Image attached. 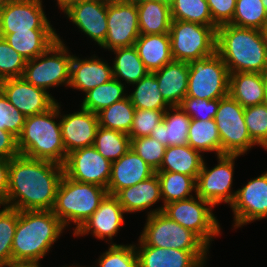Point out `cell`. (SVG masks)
Instances as JSON below:
<instances>
[{
  "instance_id": "6da1fadb",
  "label": "cell",
  "mask_w": 267,
  "mask_h": 267,
  "mask_svg": "<svg viewBox=\"0 0 267 267\" xmlns=\"http://www.w3.org/2000/svg\"><path fill=\"white\" fill-rule=\"evenodd\" d=\"M63 175L59 163L19 154L10 159L4 205L18 211L52 210Z\"/></svg>"
},
{
  "instance_id": "7a4b0ae2",
  "label": "cell",
  "mask_w": 267,
  "mask_h": 267,
  "mask_svg": "<svg viewBox=\"0 0 267 267\" xmlns=\"http://www.w3.org/2000/svg\"><path fill=\"white\" fill-rule=\"evenodd\" d=\"M216 53L229 73L267 71L266 31L224 24L216 29Z\"/></svg>"
},
{
  "instance_id": "3957f363",
  "label": "cell",
  "mask_w": 267,
  "mask_h": 267,
  "mask_svg": "<svg viewBox=\"0 0 267 267\" xmlns=\"http://www.w3.org/2000/svg\"><path fill=\"white\" fill-rule=\"evenodd\" d=\"M64 225L52 210L19 211L12 243V265H39Z\"/></svg>"
},
{
  "instance_id": "277c9868",
  "label": "cell",
  "mask_w": 267,
  "mask_h": 267,
  "mask_svg": "<svg viewBox=\"0 0 267 267\" xmlns=\"http://www.w3.org/2000/svg\"><path fill=\"white\" fill-rule=\"evenodd\" d=\"M57 102L51 109L41 114L27 116L22 133L18 137L21 155L33 159L49 160L64 164L67 154L62 140Z\"/></svg>"
},
{
  "instance_id": "5b68a950",
  "label": "cell",
  "mask_w": 267,
  "mask_h": 267,
  "mask_svg": "<svg viewBox=\"0 0 267 267\" xmlns=\"http://www.w3.org/2000/svg\"><path fill=\"white\" fill-rule=\"evenodd\" d=\"M107 194L106 188L78 182L63 175L52 212L64 227L71 221L77 224L75 232L97 210Z\"/></svg>"
},
{
  "instance_id": "8992f818",
  "label": "cell",
  "mask_w": 267,
  "mask_h": 267,
  "mask_svg": "<svg viewBox=\"0 0 267 267\" xmlns=\"http://www.w3.org/2000/svg\"><path fill=\"white\" fill-rule=\"evenodd\" d=\"M192 22L172 20L169 30L173 59L190 62L216 52V29Z\"/></svg>"
},
{
  "instance_id": "52a82bcc",
  "label": "cell",
  "mask_w": 267,
  "mask_h": 267,
  "mask_svg": "<svg viewBox=\"0 0 267 267\" xmlns=\"http://www.w3.org/2000/svg\"><path fill=\"white\" fill-rule=\"evenodd\" d=\"M196 198L197 200L191 197L168 203L148 212V215L162 212L169 219L194 232L209 247L213 236H217L220 233V226L211 212L214 206L198 195H196Z\"/></svg>"
},
{
  "instance_id": "ba28073f",
  "label": "cell",
  "mask_w": 267,
  "mask_h": 267,
  "mask_svg": "<svg viewBox=\"0 0 267 267\" xmlns=\"http://www.w3.org/2000/svg\"><path fill=\"white\" fill-rule=\"evenodd\" d=\"M229 71L222 58L213 55L189 62L187 95L199 99H221L229 95Z\"/></svg>"
},
{
  "instance_id": "9c48e42d",
  "label": "cell",
  "mask_w": 267,
  "mask_h": 267,
  "mask_svg": "<svg viewBox=\"0 0 267 267\" xmlns=\"http://www.w3.org/2000/svg\"><path fill=\"white\" fill-rule=\"evenodd\" d=\"M67 52L65 44L58 35V40L49 49L26 62L22 77L35 87L46 91L49 87L59 86L63 83L69 86L70 64L73 55H69Z\"/></svg>"
},
{
  "instance_id": "30bf717a",
  "label": "cell",
  "mask_w": 267,
  "mask_h": 267,
  "mask_svg": "<svg viewBox=\"0 0 267 267\" xmlns=\"http://www.w3.org/2000/svg\"><path fill=\"white\" fill-rule=\"evenodd\" d=\"M139 243L140 246L188 251H208L209 249L194 232L169 219L162 212L148 215Z\"/></svg>"
},
{
  "instance_id": "8fae6325",
  "label": "cell",
  "mask_w": 267,
  "mask_h": 267,
  "mask_svg": "<svg viewBox=\"0 0 267 267\" xmlns=\"http://www.w3.org/2000/svg\"><path fill=\"white\" fill-rule=\"evenodd\" d=\"M244 110L230 95L220 99L214 121L221 139V155H243L255 145L244 120Z\"/></svg>"
},
{
  "instance_id": "7c38bea8",
  "label": "cell",
  "mask_w": 267,
  "mask_h": 267,
  "mask_svg": "<svg viewBox=\"0 0 267 267\" xmlns=\"http://www.w3.org/2000/svg\"><path fill=\"white\" fill-rule=\"evenodd\" d=\"M239 155H219L218 163L214 168L208 169L203 162L202 168L196 179V195L213 206L222 201L232 204L236 191L231 193L234 160Z\"/></svg>"
},
{
  "instance_id": "4fadbf2b",
  "label": "cell",
  "mask_w": 267,
  "mask_h": 267,
  "mask_svg": "<svg viewBox=\"0 0 267 267\" xmlns=\"http://www.w3.org/2000/svg\"><path fill=\"white\" fill-rule=\"evenodd\" d=\"M112 162L104 158L94 146L67 154L63 164L64 175L82 183H91L107 189Z\"/></svg>"
},
{
  "instance_id": "5bb4252c",
  "label": "cell",
  "mask_w": 267,
  "mask_h": 267,
  "mask_svg": "<svg viewBox=\"0 0 267 267\" xmlns=\"http://www.w3.org/2000/svg\"><path fill=\"white\" fill-rule=\"evenodd\" d=\"M107 28L101 47L112 51L134 46L140 36L137 5L107 0Z\"/></svg>"
},
{
  "instance_id": "9a60e30c",
  "label": "cell",
  "mask_w": 267,
  "mask_h": 267,
  "mask_svg": "<svg viewBox=\"0 0 267 267\" xmlns=\"http://www.w3.org/2000/svg\"><path fill=\"white\" fill-rule=\"evenodd\" d=\"M41 2L42 0H8L0 9V34L54 30Z\"/></svg>"
},
{
  "instance_id": "2e32d148",
  "label": "cell",
  "mask_w": 267,
  "mask_h": 267,
  "mask_svg": "<svg viewBox=\"0 0 267 267\" xmlns=\"http://www.w3.org/2000/svg\"><path fill=\"white\" fill-rule=\"evenodd\" d=\"M0 90L26 117L46 112L57 103L48 91L35 87L23 77L1 80Z\"/></svg>"
},
{
  "instance_id": "e0dca14e",
  "label": "cell",
  "mask_w": 267,
  "mask_h": 267,
  "mask_svg": "<svg viewBox=\"0 0 267 267\" xmlns=\"http://www.w3.org/2000/svg\"><path fill=\"white\" fill-rule=\"evenodd\" d=\"M234 227L267 217V172L236 191L233 203Z\"/></svg>"
},
{
  "instance_id": "ac0fdd59",
  "label": "cell",
  "mask_w": 267,
  "mask_h": 267,
  "mask_svg": "<svg viewBox=\"0 0 267 267\" xmlns=\"http://www.w3.org/2000/svg\"><path fill=\"white\" fill-rule=\"evenodd\" d=\"M67 17L82 32L101 46L106 38L107 28V0L79 2L68 5L64 10Z\"/></svg>"
},
{
  "instance_id": "d6986e66",
  "label": "cell",
  "mask_w": 267,
  "mask_h": 267,
  "mask_svg": "<svg viewBox=\"0 0 267 267\" xmlns=\"http://www.w3.org/2000/svg\"><path fill=\"white\" fill-rule=\"evenodd\" d=\"M62 140L66 154L93 146L99 127L98 115L81 108V111L63 115L60 119Z\"/></svg>"
},
{
  "instance_id": "ffe728a7",
  "label": "cell",
  "mask_w": 267,
  "mask_h": 267,
  "mask_svg": "<svg viewBox=\"0 0 267 267\" xmlns=\"http://www.w3.org/2000/svg\"><path fill=\"white\" fill-rule=\"evenodd\" d=\"M125 213L118 199L107 194L97 210L74 232L75 236L86 235L90 231L96 238L104 239L115 236L123 225Z\"/></svg>"
},
{
  "instance_id": "44dd1931",
  "label": "cell",
  "mask_w": 267,
  "mask_h": 267,
  "mask_svg": "<svg viewBox=\"0 0 267 267\" xmlns=\"http://www.w3.org/2000/svg\"><path fill=\"white\" fill-rule=\"evenodd\" d=\"M138 267H201L206 261L207 251H188L155 246L135 248Z\"/></svg>"
},
{
  "instance_id": "7402d4cb",
  "label": "cell",
  "mask_w": 267,
  "mask_h": 267,
  "mask_svg": "<svg viewBox=\"0 0 267 267\" xmlns=\"http://www.w3.org/2000/svg\"><path fill=\"white\" fill-rule=\"evenodd\" d=\"M156 173L131 148L118 160L112 162L107 193L115 195L119 190L136 185Z\"/></svg>"
},
{
  "instance_id": "603a6c76",
  "label": "cell",
  "mask_w": 267,
  "mask_h": 267,
  "mask_svg": "<svg viewBox=\"0 0 267 267\" xmlns=\"http://www.w3.org/2000/svg\"><path fill=\"white\" fill-rule=\"evenodd\" d=\"M153 74L164 100L170 106H179L187 95L189 62L173 60Z\"/></svg>"
},
{
  "instance_id": "cb8c5ba5",
  "label": "cell",
  "mask_w": 267,
  "mask_h": 267,
  "mask_svg": "<svg viewBox=\"0 0 267 267\" xmlns=\"http://www.w3.org/2000/svg\"><path fill=\"white\" fill-rule=\"evenodd\" d=\"M78 59L72 56L70 64L69 86L85 93L93 88L105 84L113 77L112 67L100 59Z\"/></svg>"
},
{
  "instance_id": "d4e9b609",
  "label": "cell",
  "mask_w": 267,
  "mask_h": 267,
  "mask_svg": "<svg viewBox=\"0 0 267 267\" xmlns=\"http://www.w3.org/2000/svg\"><path fill=\"white\" fill-rule=\"evenodd\" d=\"M190 121L191 118L179 106H171L164 112L162 122L151 131L150 137L165 147L187 145Z\"/></svg>"
},
{
  "instance_id": "484cf974",
  "label": "cell",
  "mask_w": 267,
  "mask_h": 267,
  "mask_svg": "<svg viewBox=\"0 0 267 267\" xmlns=\"http://www.w3.org/2000/svg\"><path fill=\"white\" fill-rule=\"evenodd\" d=\"M138 55L149 73L160 70L173 61L170 36L167 34H140L134 43Z\"/></svg>"
},
{
  "instance_id": "4316f807",
  "label": "cell",
  "mask_w": 267,
  "mask_h": 267,
  "mask_svg": "<svg viewBox=\"0 0 267 267\" xmlns=\"http://www.w3.org/2000/svg\"><path fill=\"white\" fill-rule=\"evenodd\" d=\"M114 196L125 213H135L147 209L162 199L157 173L136 185L119 190Z\"/></svg>"
},
{
  "instance_id": "83f0119b",
  "label": "cell",
  "mask_w": 267,
  "mask_h": 267,
  "mask_svg": "<svg viewBox=\"0 0 267 267\" xmlns=\"http://www.w3.org/2000/svg\"><path fill=\"white\" fill-rule=\"evenodd\" d=\"M27 61L39 56L58 40L55 30H29L0 34Z\"/></svg>"
},
{
  "instance_id": "f1b7e54d",
  "label": "cell",
  "mask_w": 267,
  "mask_h": 267,
  "mask_svg": "<svg viewBox=\"0 0 267 267\" xmlns=\"http://www.w3.org/2000/svg\"><path fill=\"white\" fill-rule=\"evenodd\" d=\"M229 95L244 108L263 104V74L256 72L230 73Z\"/></svg>"
},
{
  "instance_id": "f546056e",
  "label": "cell",
  "mask_w": 267,
  "mask_h": 267,
  "mask_svg": "<svg viewBox=\"0 0 267 267\" xmlns=\"http://www.w3.org/2000/svg\"><path fill=\"white\" fill-rule=\"evenodd\" d=\"M203 157L191 146H168L165 149L162 164L156 172H175L197 179L203 165Z\"/></svg>"
},
{
  "instance_id": "4dcf8cb0",
  "label": "cell",
  "mask_w": 267,
  "mask_h": 267,
  "mask_svg": "<svg viewBox=\"0 0 267 267\" xmlns=\"http://www.w3.org/2000/svg\"><path fill=\"white\" fill-rule=\"evenodd\" d=\"M140 34H167L171 26V9L153 0L137 4Z\"/></svg>"
},
{
  "instance_id": "1f68e13d",
  "label": "cell",
  "mask_w": 267,
  "mask_h": 267,
  "mask_svg": "<svg viewBox=\"0 0 267 267\" xmlns=\"http://www.w3.org/2000/svg\"><path fill=\"white\" fill-rule=\"evenodd\" d=\"M113 52L116 58L112 70L117 80L123 78L127 83L135 84L149 73L134 46L116 48Z\"/></svg>"
},
{
  "instance_id": "d6a6232c",
  "label": "cell",
  "mask_w": 267,
  "mask_h": 267,
  "mask_svg": "<svg viewBox=\"0 0 267 267\" xmlns=\"http://www.w3.org/2000/svg\"><path fill=\"white\" fill-rule=\"evenodd\" d=\"M188 145L199 152L215 151L217 156L221 155V139L214 119H191Z\"/></svg>"
},
{
  "instance_id": "836d02e7",
  "label": "cell",
  "mask_w": 267,
  "mask_h": 267,
  "mask_svg": "<svg viewBox=\"0 0 267 267\" xmlns=\"http://www.w3.org/2000/svg\"><path fill=\"white\" fill-rule=\"evenodd\" d=\"M135 84V91L128 97L136 109L167 110L171 107L162 97L157 79L153 73H148Z\"/></svg>"
},
{
  "instance_id": "e575fe53",
  "label": "cell",
  "mask_w": 267,
  "mask_h": 267,
  "mask_svg": "<svg viewBox=\"0 0 267 267\" xmlns=\"http://www.w3.org/2000/svg\"><path fill=\"white\" fill-rule=\"evenodd\" d=\"M164 205L193 197L190 193L196 191V179L182 173L156 172ZM189 196V197H188Z\"/></svg>"
},
{
  "instance_id": "d590c367",
  "label": "cell",
  "mask_w": 267,
  "mask_h": 267,
  "mask_svg": "<svg viewBox=\"0 0 267 267\" xmlns=\"http://www.w3.org/2000/svg\"><path fill=\"white\" fill-rule=\"evenodd\" d=\"M124 84L121 80L112 78L105 84H101L92 90L86 92L81 108L93 113H99L102 109L111 106L113 103L126 98L124 95Z\"/></svg>"
},
{
  "instance_id": "8d00e7d4",
  "label": "cell",
  "mask_w": 267,
  "mask_h": 267,
  "mask_svg": "<svg viewBox=\"0 0 267 267\" xmlns=\"http://www.w3.org/2000/svg\"><path fill=\"white\" fill-rule=\"evenodd\" d=\"M135 110L136 108L127 95L123 100L115 102L97 113L99 126L129 134Z\"/></svg>"
},
{
  "instance_id": "74e56055",
  "label": "cell",
  "mask_w": 267,
  "mask_h": 267,
  "mask_svg": "<svg viewBox=\"0 0 267 267\" xmlns=\"http://www.w3.org/2000/svg\"><path fill=\"white\" fill-rule=\"evenodd\" d=\"M93 146L104 158L114 162L131 148V140L127 133L99 126Z\"/></svg>"
},
{
  "instance_id": "f35d334b",
  "label": "cell",
  "mask_w": 267,
  "mask_h": 267,
  "mask_svg": "<svg viewBox=\"0 0 267 267\" xmlns=\"http://www.w3.org/2000/svg\"><path fill=\"white\" fill-rule=\"evenodd\" d=\"M231 25L267 30V11L262 0H237Z\"/></svg>"
},
{
  "instance_id": "ab89813d",
  "label": "cell",
  "mask_w": 267,
  "mask_h": 267,
  "mask_svg": "<svg viewBox=\"0 0 267 267\" xmlns=\"http://www.w3.org/2000/svg\"><path fill=\"white\" fill-rule=\"evenodd\" d=\"M170 9L172 20L217 26L212 21L209 5L206 0H176Z\"/></svg>"
},
{
  "instance_id": "60d3db41",
  "label": "cell",
  "mask_w": 267,
  "mask_h": 267,
  "mask_svg": "<svg viewBox=\"0 0 267 267\" xmlns=\"http://www.w3.org/2000/svg\"><path fill=\"white\" fill-rule=\"evenodd\" d=\"M0 210V267L12 265V243L19 211L7 206Z\"/></svg>"
},
{
  "instance_id": "b9f144b4",
  "label": "cell",
  "mask_w": 267,
  "mask_h": 267,
  "mask_svg": "<svg viewBox=\"0 0 267 267\" xmlns=\"http://www.w3.org/2000/svg\"><path fill=\"white\" fill-rule=\"evenodd\" d=\"M244 120L252 141L267 149V104L245 107Z\"/></svg>"
},
{
  "instance_id": "7bdbcfd3",
  "label": "cell",
  "mask_w": 267,
  "mask_h": 267,
  "mask_svg": "<svg viewBox=\"0 0 267 267\" xmlns=\"http://www.w3.org/2000/svg\"><path fill=\"white\" fill-rule=\"evenodd\" d=\"M27 60L0 37V81L22 77Z\"/></svg>"
},
{
  "instance_id": "ee69618b",
  "label": "cell",
  "mask_w": 267,
  "mask_h": 267,
  "mask_svg": "<svg viewBox=\"0 0 267 267\" xmlns=\"http://www.w3.org/2000/svg\"><path fill=\"white\" fill-rule=\"evenodd\" d=\"M131 149L153 170L157 171L162 164L166 147L156 139L148 136L132 139Z\"/></svg>"
},
{
  "instance_id": "f6af8a7d",
  "label": "cell",
  "mask_w": 267,
  "mask_h": 267,
  "mask_svg": "<svg viewBox=\"0 0 267 267\" xmlns=\"http://www.w3.org/2000/svg\"><path fill=\"white\" fill-rule=\"evenodd\" d=\"M135 245L111 244L99 258L100 267H138Z\"/></svg>"
},
{
  "instance_id": "bcb514c9",
  "label": "cell",
  "mask_w": 267,
  "mask_h": 267,
  "mask_svg": "<svg viewBox=\"0 0 267 267\" xmlns=\"http://www.w3.org/2000/svg\"><path fill=\"white\" fill-rule=\"evenodd\" d=\"M166 110L136 109L133 123L128 136L130 140L139 137H148L151 131L162 122Z\"/></svg>"
},
{
  "instance_id": "7dc6e473",
  "label": "cell",
  "mask_w": 267,
  "mask_h": 267,
  "mask_svg": "<svg viewBox=\"0 0 267 267\" xmlns=\"http://www.w3.org/2000/svg\"><path fill=\"white\" fill-rule=\"evenodd\" d=\"M220 99H199L185 96L179 107L191 118L197 120L214 119Z\"/></svg>"
},
{
  "instance_id": "c3c4849f",
  "label": "cell",
  "mask_w": 267,
  "mask_h": 267,
  "mask_svg": "<svg viewBox=\"0 0 267 267\" xmlns=\"http://www.w3.org/2000/svg\"><path fill=\"white\" fill-rule=\"evenodd\" d=\"M25 120L26 116L16 109L0 90V129L18 138L22 133Z\"/></svg>"
},
{
  "instance_id": "681fc988",
  "label": "cell",
  "mask_w": 267,
  "mask_h": 267,
  "mask_svg": "<svg viewBox=\"0 0 267 267\" xmlns=\"http://www.w3.org/2000/svg\"><path fill=\"white\" fill-rule=\"evenodd\" d=\"M212 21L219 27L224 24H229L235 12L237 0H206Z\"/></svg>"
},
{
  "instance_id": "f907efd6",
  "label": "cell",
  "mask_w": 267,
  "mask_h": 267,
  "mask_svg": "<svg viewBox=\"0 0 267 267\" xmlns=\"http://www.w3.org/2000/svg\"><path fill=\"white\" fill-rule=\"evenodd\" d=\"M19 154L18 138L12 133L0 129V158L12 159Z\"/></svg>"
},
{
  "instance_id": "816d5d0a",
  "label": "cell",
  "mask_w": 267,
  "mask_h": 267,
  "mask_svg": "<svg viewBox=\"0 0 267 267\" xmlns=\"http://www.w3.org/2000/svg\"><path fill=\"white\" fill-rule=\"evenodd\" d=\"M10 159L0 158V205H4L8 192Z\"/></svg>"
},
{
  "instance_id": "f5cc1de1",
  "label": "cell",
  "mask_w": 267,
  "mask_h": 267,
  "mask_svg": "<svg viewBox=\"0 0 267 267\" xmlns=\"http://www.w3.org/2000/svg\"><path fill=\"white\" fill-rule=\"evenodd\" d=\"M88 1H95V0H57V4L61 10H64L68 5L79 3V2H88Z\"/></svg>"
},
{
  "instance_id": "db71d44e",
  "label": "cell",
  "mask_w": 267,
  "mask_h": 267,
  "mask_svg": "<svg viewBox=\"0 0 267 267\" xmlns=\"http://www.w3.org/2000/svg\"><path fill=\"white\" fill-rule=\"evenodd\" d=\"M264 103L267 104V71L263 73Z\"/></svg>"
},
{
  "instance_id": "11a10c76",
  "label": "cell",
  "mask_w": 267,
  "mask_h": 267,
  "mask_svg": "<svg viewBox=\"0 0 267 267\" xmlns=\"http://www.w3.org/2000/svg\"><path fill=\"white\" fill-rule=\"evenodd\" d=\"M119 2H122V3H128V4H139L141 3L142 1H146V0H118Z\"/></svg>"
},
{
  "instance_id": "9f6ffc18",
  "label": "cell",
  "mask_w": 267,
  "mask_h": 267,
  "mask_svg": "<svg viewBox=\"0 0 267 267\" xmlns=\"http://www.w3.org/2000/svg\"><path fill=\"white\" fill-rule=\"evenodd\" d=\"M153 1L162 2L163 4L171 8V6L175 3L176 0H153Z\"/></svg>"
},
{
  "instance_id": "6f0895ef",
  "label": "cell",
  "mask_w": 267,
  "mask_h": 267,
  "mask_svg": "<svg viewBox=\"0 0 267 267\" xmlns=\"http://www.w3.org/2000/svg\"><path fill=\"white\" fill-rule=\"evenodd\" d=\"M8 267H36V265H21V264H14V265H9Z\"/></svg>"
},
{
  "instance_id": "680465c9",
  "label": "cell",
  "mask_w": 267,
  "mask_h": 267,
  "mask_svg": "<svg viewBox=\"0 0 267 267\" xmlns=\"http://www.w3.org/2000/svg\"><path fill=\"white\" fill-rule=\"evenodd\" d=\"M8 0H0V9L6 4Z\"/></svg>"
},
{
  "instance_id": "91938a15",
  "label": "cell",
  "mask_w": 267,
  "mask_h": 267,
  "mask_svg": "<svg viewBox=\"0 0 267 267\" xmlns=\"http://www.w3.org/2000/svg\"><path fill=\"white\" fill-rule=\"evenodd\" d=\"M262 4L265 7L266 11H267V0H262Z\"/></svg>"
}]
</instances>
